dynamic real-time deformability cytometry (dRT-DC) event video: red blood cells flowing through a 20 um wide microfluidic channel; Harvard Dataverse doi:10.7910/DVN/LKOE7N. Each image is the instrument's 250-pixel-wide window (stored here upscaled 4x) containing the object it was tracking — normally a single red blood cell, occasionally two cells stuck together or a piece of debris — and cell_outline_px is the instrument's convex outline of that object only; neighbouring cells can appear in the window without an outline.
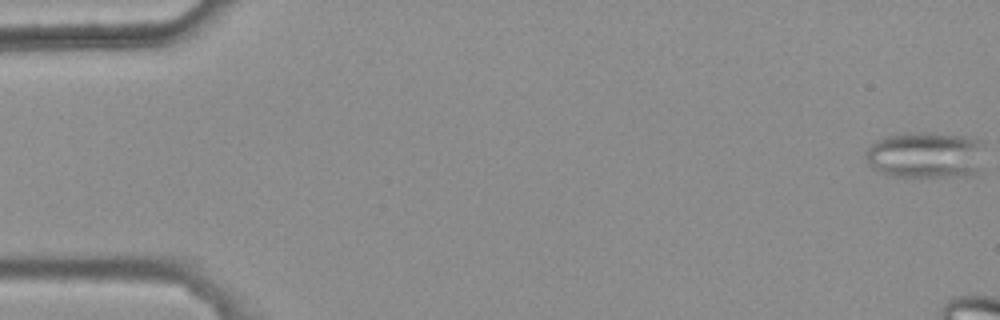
{"species": "common noctule bat (a hibernating species)", "species_latin": "Nyctalus noctula", "temperature_condition": "warm", "stored_images_in_passage": 10, "camera_frame_rate_fps": 3000, "um_per_image_px": 0.085, "animal": {"sex": "female", "body_mass_g": 25.1}, "frame": {"image": 1, "passage_image": 1, "time_ms": 0.0, "image_size_px": [1000, 320], "cell_outline_px": [[984, 144], [976, 168], [972, 172], [964, 176], [888, 176], [872, 168], [868, 164], [864, 152], [868, 144], [884, 136], [920, 132], [928, 132], [968, 136], [980, 140]], "centroid_in_image_um": [78.58, 13.15], "position_along_channel_um": 6.4, "area_um2": 32.14}}